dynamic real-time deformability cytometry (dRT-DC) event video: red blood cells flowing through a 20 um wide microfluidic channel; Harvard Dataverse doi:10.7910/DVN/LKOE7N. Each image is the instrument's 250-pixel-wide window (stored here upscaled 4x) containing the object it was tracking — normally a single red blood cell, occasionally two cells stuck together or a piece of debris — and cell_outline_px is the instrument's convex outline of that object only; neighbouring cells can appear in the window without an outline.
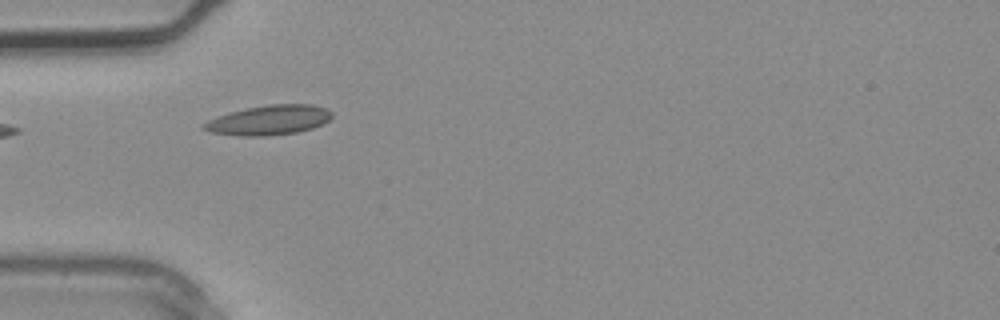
{"species": "common noctule bat (a hibernating species)", "species_latin": "Nyctalus noctula", "temperature_condition": "warm", "stored_images_in_passage": 2, "camera_frame_rate_fps": 3000, "um_per_image_px": 0.085, "animal": {"sex": "male", "body_mass_g": 20.4}, "frame": {"image": 1, "passage_image": 2, "time_ms": 0.333, "image_size_px": [1000, 320], "cell_outline_px": [[332, 116], [328, 120], [312, 128], [296, 132], [264, 136], [240, 136], [208, 132], [200, 128], [200, 124], [208, 120], [232, 112], [248, 108], [268, 104], [312, 104], [324, 108], [332, 112]], "centroid_in_image_um": [22.81, 10.21], "position_along_channel_um": 62.2, "area_um2": 22.02}}